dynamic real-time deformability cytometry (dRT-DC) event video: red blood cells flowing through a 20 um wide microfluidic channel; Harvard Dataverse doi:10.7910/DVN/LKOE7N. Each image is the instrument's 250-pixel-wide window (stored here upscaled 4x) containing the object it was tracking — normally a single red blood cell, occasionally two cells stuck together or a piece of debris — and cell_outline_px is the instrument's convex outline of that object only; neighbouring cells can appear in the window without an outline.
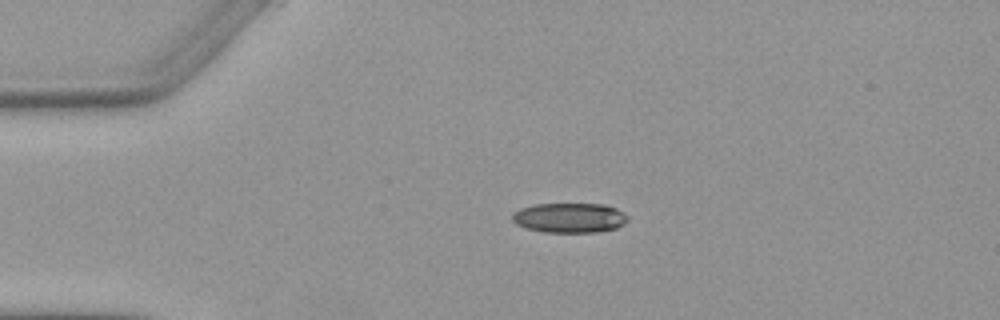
{"species": "Egyptian fruit bat (a non-hibernating species)", "species_latin": "Rousettus aegyptiacus", "temperature_condition": "warm", "stored_images_in_passage": 2, "camera_frame_rate_fps": 3000, "um_per_image_px": 0.085, "animal": {"sex": "female"}, "frame": {"image": 1, "passage_image": 1, "time_ms": 0.0, "image_size_px": [1000, 320], "cell_outline_px": [[628, 220], [624, 224], [616, 228], [596, 232], [544, 232], [524, 228], [516, 224], [512, 220], [512, 212], [520, 208], [536, 204], [604, 204], [616, 208], [628, 216]], "centroid_in_image_um": [48.39, 18.51], "position_along_channel_um": 36.6, "area_um2": 20.17}}